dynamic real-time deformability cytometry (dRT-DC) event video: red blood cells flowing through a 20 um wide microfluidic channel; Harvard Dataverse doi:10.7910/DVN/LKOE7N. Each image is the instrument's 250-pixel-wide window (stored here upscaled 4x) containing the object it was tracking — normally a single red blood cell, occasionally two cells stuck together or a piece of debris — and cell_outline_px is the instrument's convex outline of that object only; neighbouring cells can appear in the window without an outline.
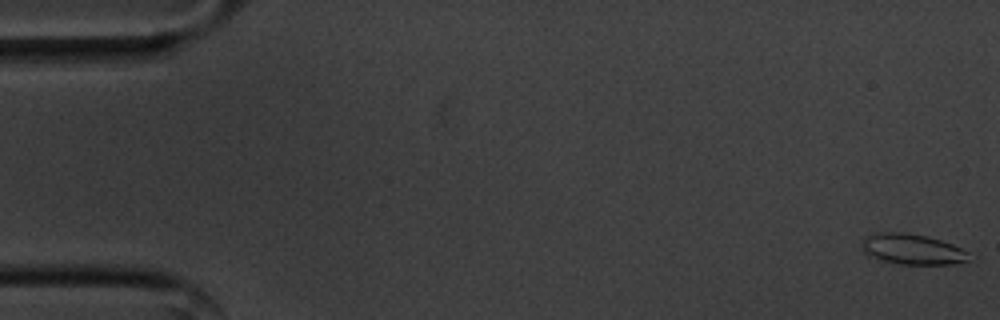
{"species": "common noctule bat (a hibernating species)", "species_latin": "Nyctalus noctula", "temperature_condition": "cold", "stored_images_in_passage": 57, "camera_frame_rate_fps": 3000, "um_per_image_px": 0.085, "animal": {"sex": "male", "body_mass_g": 20.1, "forearm_length_mm": 53.5}, "frame": {"image": 1, "passage_image": 1, "time_ms": 0.0, "image_size_px": [1000, 320], "cell_outline_px": [[968, 260], [952, 264], [900, 264], [880, 260], [868, 256], [860, 248], [860, 244], [864, 236], [880, 232], [904, 232], [928, 236], [952, 244], [968, 252]], "centroid_in_image_um": [77.46, 21.17], "position_along_channel_um": 7.5, "area_um2": 19.19}}
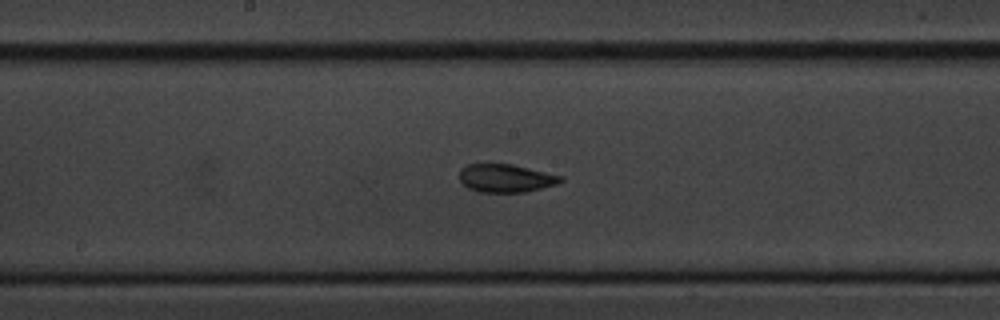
{"frame": {"image": 2, "passage_image": 29, "time_ms": 9.333, "image_size_px": [1000, 320], "cell_outline_px": [[564, 180], [556, 184], [524, 192], [480, 192], [468, 188], [460, 180], [460, 168], [468, 164], [512, 164], [564, 176]], "centroid_in_image_um": [43.0, 15.14], "position_along_channel_um": 205.2, "area_um2": 16.53}}
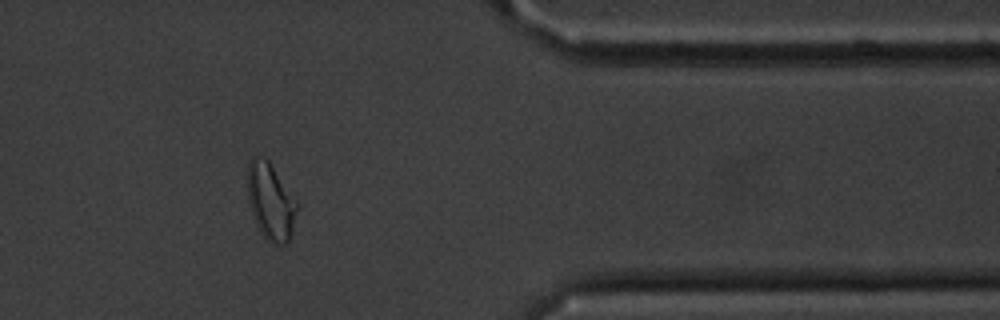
{"frame": {"image": 3, "passage_image": 46, "time_ms": 15.0, "image_size_px": [1000, 320], "cell_outline_px": [[300, 208], [288, 240], [284, 244], [272, 244], [260, 232], [256, 224], [248, 200], [248, 160], [252, 156], [264, 156], [268, 160], [300, 204]], "centroid_in_image_um": [23.03, 17.1], "position_along_channel_um": 388.4, "area_um2": 22.31}, "authors_computed_cell_mechanics": {"area_um2": 17.6868, "velocity_mm_per_s": 3.5738, "shape_relaxation_time_tau1_ms": 4.7925, "shape_relaxation_time_tau2_ms": 3.8454, "deformation_change_tau1": 0.1341, "deformation_change_tau2": 0.089}}